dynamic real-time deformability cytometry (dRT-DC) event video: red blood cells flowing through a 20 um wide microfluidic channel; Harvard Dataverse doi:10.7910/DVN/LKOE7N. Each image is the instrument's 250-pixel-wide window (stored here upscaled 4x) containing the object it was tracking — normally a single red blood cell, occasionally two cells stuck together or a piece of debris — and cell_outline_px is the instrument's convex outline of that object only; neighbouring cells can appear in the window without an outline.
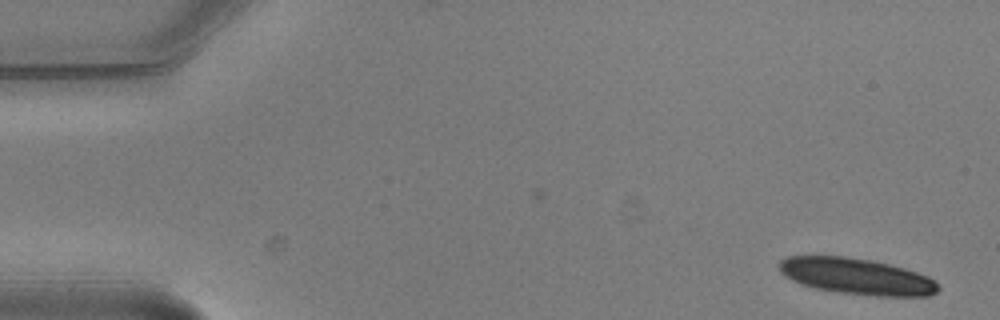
{"species": "common noctule bat (a hibernating species)", "species_latin": "Nyctalus noctula", "temperature_condition": "warm", "stored_images_in_passage": 2, "camera_frame_rate_fps": 3000, "um_per_image_px": 0.085, "animal": {"sex": "male", "body_mass_g": 20.5, "forearm_length_mm": 52.5}, "frame": {"image": 1, "passage_image": 2, "time_ms": 0.333, "image_size_px": [1000, 320], "cell_outline_px": [[940, 288], [936, 292], [928, 296], [876, 296], [840, 292], [816, 288], [800, 284], [784, 276], [780, 272], [780, 260], [788, 256], [844, 256], [872, 260], [904, 268], [928, 276], [936, 280], [940, 284]], "centroid_in_image_um": [72.84, 23.49], "position_along_channel_um": 12.2, "area_um2": 33.58}}